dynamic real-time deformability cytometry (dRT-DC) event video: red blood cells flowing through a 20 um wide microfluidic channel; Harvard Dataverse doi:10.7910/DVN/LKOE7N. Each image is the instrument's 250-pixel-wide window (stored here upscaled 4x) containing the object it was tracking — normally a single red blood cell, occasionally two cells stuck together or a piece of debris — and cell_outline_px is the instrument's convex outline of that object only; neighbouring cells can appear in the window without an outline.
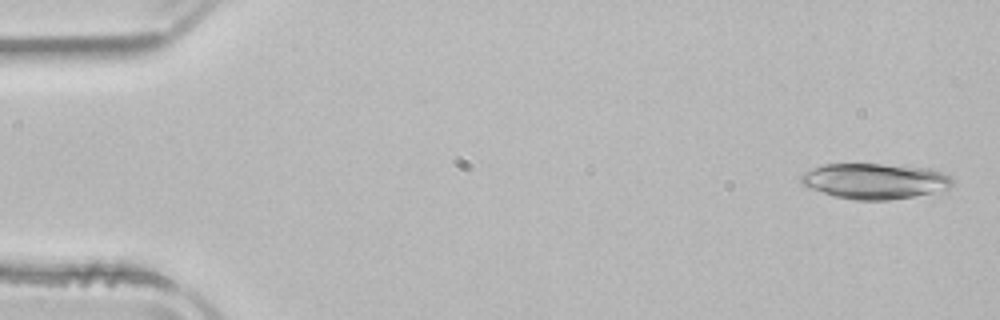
{"species": "common noctule bat (a hibernating species)", "species_latin": "Nyctalus noctula", "temperature_condition": "room temperature", "stored_images_in_passage": 51, "camera_frame_rate_fps": 3000, "um_per_image_px": 0.085, "animal": {"sex": "male", "body_mass_g": 21.5, "forearm_length_mm": 52.0}, "frame": {"image": 1, "passage_image": 2, "time_ms": 0.333, "image_size_px": [1000, 320], "cell_outline_px": [[952, 184], [944, 192], [888, 200], [856, 200], [836, 196], [808, 188], [800, 184], [800, 176], [804, 172], [812, 168], [824, 164], [884, 164], [932, 168], [944, 172], [952, 180]], "centroid_in_image_um": [74.39, 15.39], "position_along_channel_um": 10.6, "area_um2": 31.79}}